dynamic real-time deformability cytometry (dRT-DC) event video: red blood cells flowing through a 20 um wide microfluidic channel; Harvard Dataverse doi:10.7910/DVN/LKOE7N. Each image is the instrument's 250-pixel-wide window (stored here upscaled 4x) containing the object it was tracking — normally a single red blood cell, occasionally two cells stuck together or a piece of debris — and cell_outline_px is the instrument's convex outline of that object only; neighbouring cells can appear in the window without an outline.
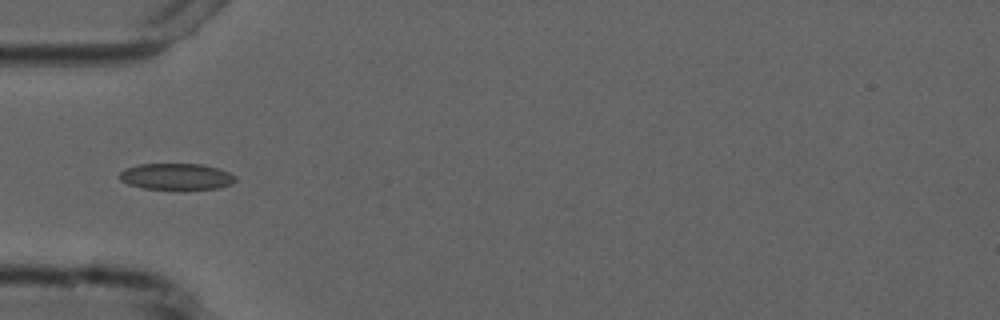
{"species": "common noctule bat (a hibernating species)", "species_latin": "Nyctalus noctula", "temperature_condition": "cold", "stored_images_in_passage": 7, "camera_frame_rate_fps": 3000, "um_per_image_px": 0.085, "animal": {"sex": "male", "forearm_length_mm": 52.5}, "frame": {"image": 1, "passage_image": 4, "time_ms": 4.333, "image_size_px": [1000, 320], "cell_outline_px": [[236, 180], [232, 184], [220, 188], [144, 188], [128, 184], [120, 180], [120, 172], [124, 168], [140, 164], [200, 164], [216, 168], [228, 172], [236, 176]], "centroid_in_image_um": [14.98, 14.99], "position_along_channel_um": 70.0, "area_um2": 17.46}}
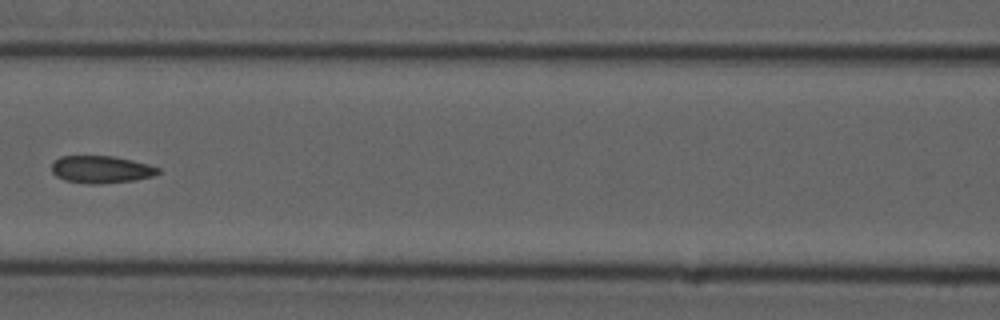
{"frame": {"image": 2, "passage_image": 6, "time_ms": 6.667, "image_size_px": [1000, 320], "cell_outline_px": [[160, 172], [152, 176], [136, 180], [100, 184], [92, 184], [64, 180], [56, 176], [52, 172], [52, 164], [60, 156], [112, 156], [132, 160], [148, 164], [160, 168]], "centroid_in_image_um": [8.6, 14.4], "position_along_channel_um": 158.0, "area_um2": 16.94}}
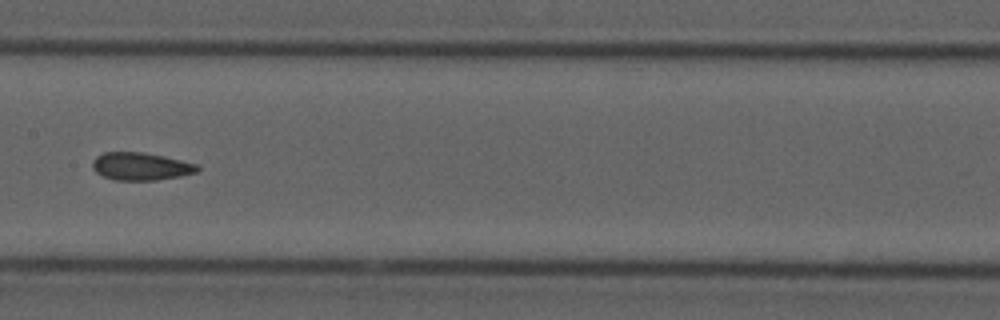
{"frame": {"image": 3, "passage_image": 7, "time_ms": 7.667, "image_size_px": [1000, 320], "cell_outline_px": [[200, 172], [180, 176], [156, 180], [116, 180], [104, 176], [96, 172], [92, 168], [92, 160], [96, 156], [104, 152], [140, 152], [164, 156], [200, 164]], "centroid_in_image_um": [12.01, 14.14], "position_along_channel_um": 195.4, "area_um2": 17.11}}